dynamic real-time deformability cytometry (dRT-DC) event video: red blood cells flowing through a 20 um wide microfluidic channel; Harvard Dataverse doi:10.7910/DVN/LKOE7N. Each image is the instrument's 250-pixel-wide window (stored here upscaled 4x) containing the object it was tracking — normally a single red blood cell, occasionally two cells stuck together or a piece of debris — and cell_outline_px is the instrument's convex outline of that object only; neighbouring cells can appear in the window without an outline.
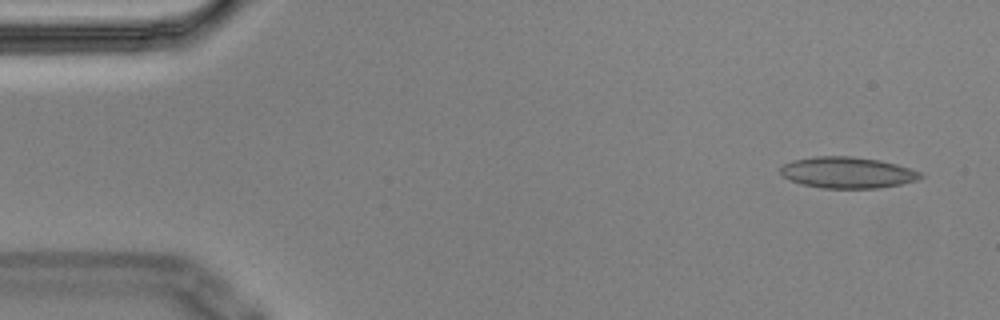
{"species": "Egyptian fruit bat (a non-hibernating species)", "species_latin": "Rousettus aegyptiacus", "temperature_condition": "cold", "stored_images_in_passage": 14, "camera_frame_rate_fps": 3000, "um_per_image_px": 0.085, "animal": {"sex": "male"}, "frame": {"image": 1, "passage_image": 1, "time_ms": 0.0, "image_size_px": [1000, 320], "cell_outline_px": [[924, 176], [916, 180], [900, 184], [880, 188], [820, 188], [800, 184], [784, 176], [780, 172], [780, 168], [784, 164], [792, 160], [816, 156], [852, 156], [880, 160], [896, 164], [924, 172]], "centroid_in_image_um": [72.06, 14.66], "position_along_channel_um": 12.9, "area_um2": 25.61}}
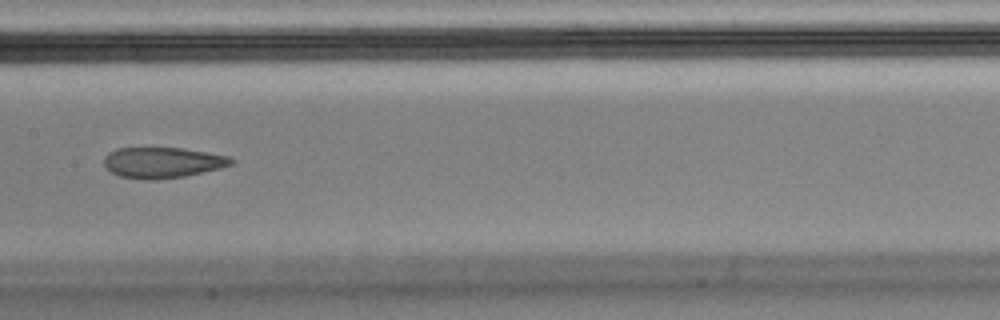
{"frame": {"image": 2, "passage_image": 7, "time_ms": 2.0, "image_size_px": [1000, 320], "cell_outline_px": [[236, 160], [232, 164], [220, 168], [184, 176], [156, 180], [144, 180], [120, 176], [112, 172], [104, 164], [104, 156], [108, 152], [116, 148], [180, 148], [228, 156]], "centroid_in_image_um": [13.79, 13.82], "position_along_channel_um": 193.6, "area_um2": 22.66}}
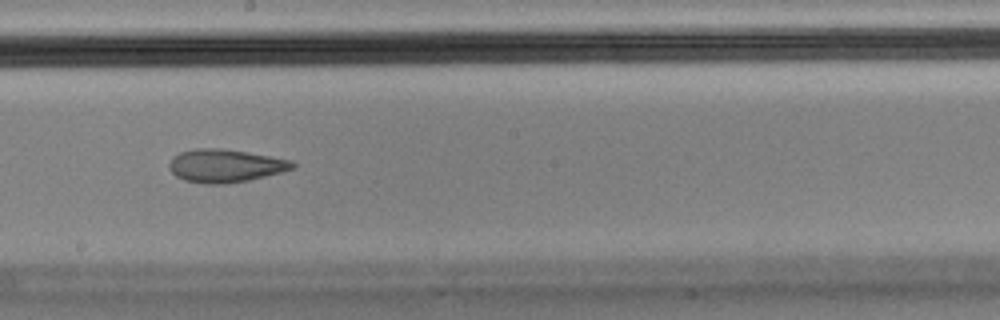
{"frame": {"image": 3, "passage_image": 8, "time_ms": 2.333, "image_size_px": [1000, 320], "cell_outline_px": [[296, 168], [248, 180], [224, 184], [204, 184], [184, 180], [176, 176], [168, 168], [168, 164], [172, 156], [180, 152], [196, 148], [220, 148], [292, 160], [296, 164]], "centroid_in_image_um": [19.1, 14.09], "position_along_channel_um": 229.1, "area_um2": 23.7}}